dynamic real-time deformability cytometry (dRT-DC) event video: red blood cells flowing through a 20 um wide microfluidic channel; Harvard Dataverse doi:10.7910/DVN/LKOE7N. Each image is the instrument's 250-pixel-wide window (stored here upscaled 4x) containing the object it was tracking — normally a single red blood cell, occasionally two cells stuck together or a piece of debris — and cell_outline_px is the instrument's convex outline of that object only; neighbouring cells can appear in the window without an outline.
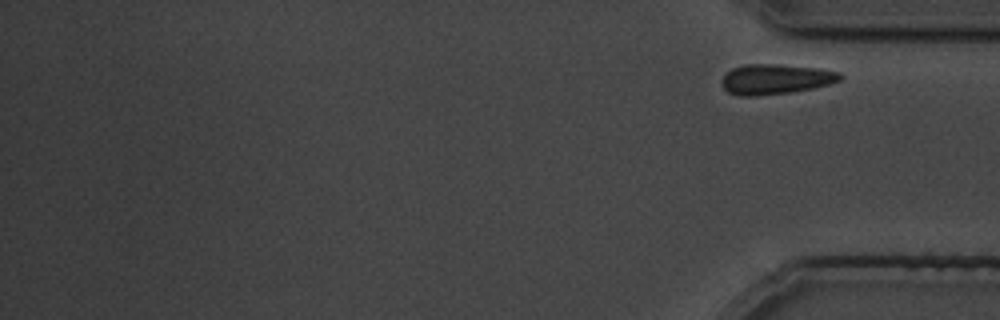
{"species": "common noctule bat (a hibernating species)", "species_latin": "Nyctalus noctula", "temperature_condition": "cold", "stored_images_in_passage": 37, "camera_frame_rate_fps": 3000, "um_per_image_px": 0.085, "animal": {"sex": "male", "body_mass_g": 19.5, "forearm_length_mm": 54.6}, "frame": {"image": 1, "passage_image": 37, "time_ms": 49.0, "image_size_px": [1000, 320], "cell_outline_px": [[844, 76], [840, 80], [828, 84], [812, 88], [792, 92], [756, 96], [740, 96], [728, 92], [724, 88], [720, 80], [732, 68], [744, 64], [780, 64], [820, 68], [840, 72]], "centroid_in_image_um": [65.93, 6.72], "position_along_channel_um": 369.3, "area_um2": 20.92}}